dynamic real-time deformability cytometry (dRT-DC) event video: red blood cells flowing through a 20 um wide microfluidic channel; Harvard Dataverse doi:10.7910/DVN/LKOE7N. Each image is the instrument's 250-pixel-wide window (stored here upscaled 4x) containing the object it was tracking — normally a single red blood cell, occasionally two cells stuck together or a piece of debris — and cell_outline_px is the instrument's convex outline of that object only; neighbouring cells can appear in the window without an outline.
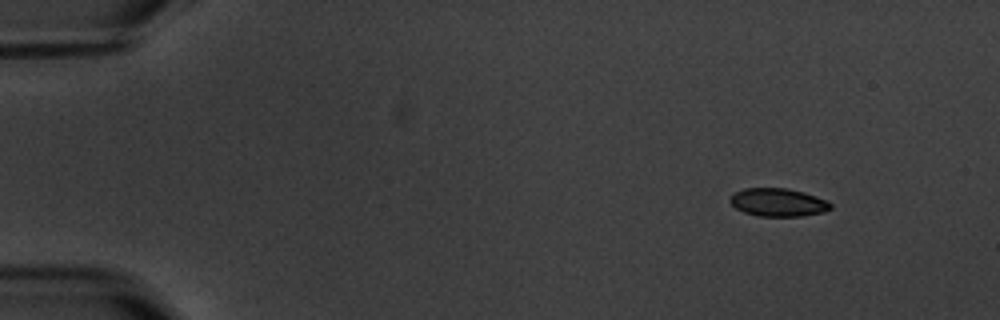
{"species": "common noctule bat (a hibernating species)", "species_latin": "Nyctalus noctula", "temperature_condition": "warm", "stored_images_in_passage": 9, "camera_frame_rate_fps": 3000, "um_per_image_px": 0.085, "animal": {"sex": "male", "body_mass_g": 20.1, "forearm_length_mm": 53.5}, "frame": {"image": 1, "passage_image": 1, "time_ms": 0.0, "image_size_px": [1000, 320], "cell_outline_px": [[832, 208], [824, 212], [800, 216], [760, 216], [744, 212], [736, 208], [728, 200], [732, 192], [744, 188], [788, 188], [804, 192], [828, 200], [832, 204]], "centroid_in_image_um": [66.13, 17.19], "position_along_channel_um": 18.9, "area_um2": 16.65}}
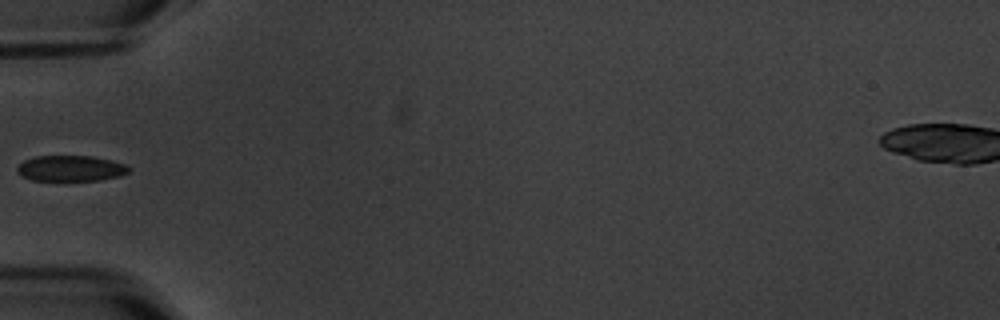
{"frame": {"image": 2, "passage_image": 4, "time_ms": 4.667, "image_size_px": [1000, 320], "cell_outline_px": [[132, 168], [128, 172], [120, 176], [100, 180], [32, 180], [20, 176], [16, 172], [16, 168], [24, 160], [36, 156], [92, 156], [112, 160], [124, 164]], "centroid_in_image_um": [6.0, 14.31], "position_along_channel_um": 79.0, "area_um2": 16.82}}
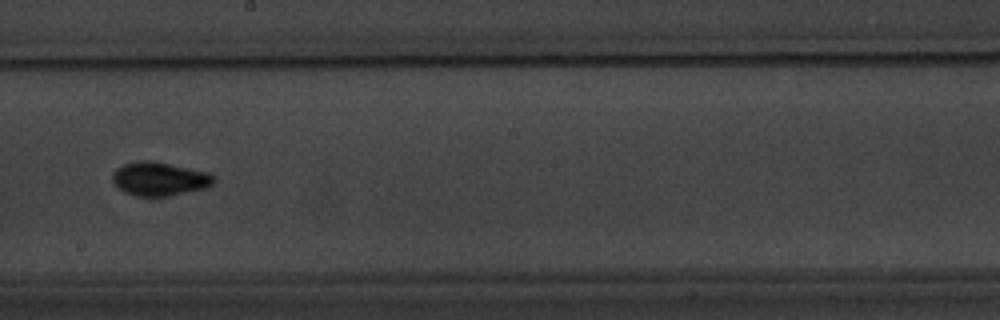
{"frame": {"image": 3, "passage_image": 8, "time_ms": 9.0, "image_size_px": [1000, 320], "cell_outline_px": [[216, 180], [208, 188], [168, 196], [136, 196], [124, 192], [116, 188], [112, 180], [112, 172], [116, 168], [124, 164], [140, 160], [144, 160], [168, 164], [208, 172], [216, 176]], "centroid_in_image_um": [13.55, 15.22], "position_along_channel_um": 234.7, "area_um2": 20.0}}